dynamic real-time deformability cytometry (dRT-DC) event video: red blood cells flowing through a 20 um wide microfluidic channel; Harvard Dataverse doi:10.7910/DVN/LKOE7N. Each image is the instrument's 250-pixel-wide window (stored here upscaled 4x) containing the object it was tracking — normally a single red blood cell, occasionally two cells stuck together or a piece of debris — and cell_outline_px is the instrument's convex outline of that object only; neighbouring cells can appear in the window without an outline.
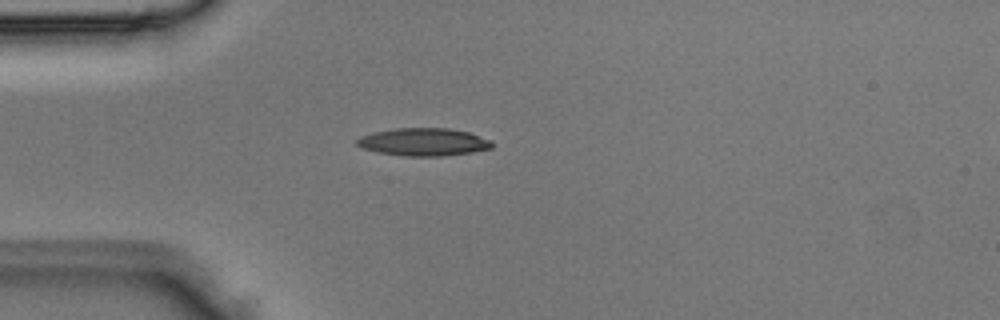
{"species": "Egyptian fruit bat (a non-hibernating species)", "species_latin": "Rousettus aegyptiacus", "temperature_condition": "room temperature", "stored_images_in_passage": 4, "camera_frame_rate_fps": 3000, "um_per_image_px": 0.085, "animal": {"sex": "male"}, "frame": {"image": 1, "passage_image": 4, "time_ms": 1.0, "image_size_px": [1000, 320], "cell_outline_px": [[492, 148], [472, 152], [444, 156], [404, 156], [376, 152], [364, 148], [356, 144], [356, 140], [360, 136], [372, 132], [396, 128], [448, 128], [468, 132], [492, 140]], "centroid_in_image_um": [35.99, 12.07], "position_along_channel_um": 49.0, "area_um2": 21.91}}